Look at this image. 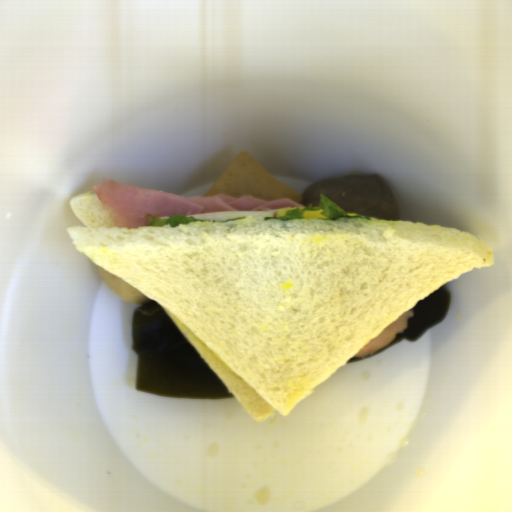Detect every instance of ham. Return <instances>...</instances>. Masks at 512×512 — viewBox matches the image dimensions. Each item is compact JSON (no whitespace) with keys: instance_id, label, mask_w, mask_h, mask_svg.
Returning <instances> with one entry per match:
<instances>
[{"instance_id":"1","label":"ham","mask_w":512,"mask_h":512,"mask_svg":"<svg viewBox=\"0 0 512 512\" xmlns=\"http://www.w3.org/2000/svg\"><path fill=\"white\" fill-rule=\"evenodd\" d=\"M95 196L118 228L146 227L154 218L171 215L192 216L204 212L274 211L280 208L306 207L290 198L267 200L254 195L235 197L227 194L178 197L162 191L140 188L110 179H102L92 188Z\"/></svg>"},{"instance_id":"2","label":"ham","mask_w":512,"mask_h":512,"mask_svg":"<svg viewBox=\"0 0 512 512\" xmlns=\"http://www.w3.org/2000/svg\"><path fill=\"white\" fill-rule=\"evenodd\" d=\"M410 317H414L413 309H409L402 313L401 316L394 322L389 324L377 336L363 346L353 358H361L366 355L376 353L390 345L397 337L399 332H405L408 326Z\"/></svg>"}]
</instances>
